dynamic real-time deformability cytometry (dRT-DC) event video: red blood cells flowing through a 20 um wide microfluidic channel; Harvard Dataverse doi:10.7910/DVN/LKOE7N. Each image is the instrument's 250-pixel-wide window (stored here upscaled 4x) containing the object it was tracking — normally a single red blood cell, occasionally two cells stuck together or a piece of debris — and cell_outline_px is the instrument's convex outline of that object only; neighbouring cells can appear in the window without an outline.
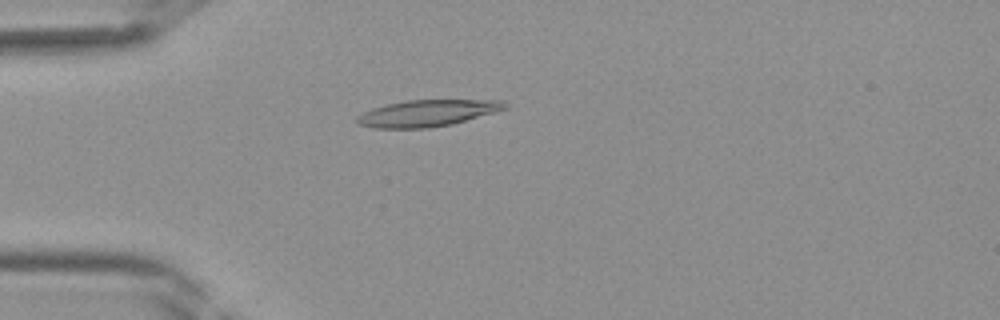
{"species": "Egyptian fruit bat (a non-hibernating species)", "species_latin": "Rousettus aegyptiacus", "temperature_condition": "room temperature", "stored_images_in_passage": 40, "camera_frame_rate_fps": 3000, "um_per_image_px": 0.085, "frame": {"image": 1, "passage_image": 11, "time_ms": 3.333, "image_size_px": [1000, 320], "cell_outline_px": [[508, 108], [496, 112], [452, 124], [428, 128], [376, 128], [360, 124], [356, 120], [356, 116], [372, 108], [384, 104], [408, 100], [504, 100], [508, 104]], "centroid_in_image_um": [36.35, 9.61], "position_along_channel_um": 48.6, "area_um2": 22.95}}
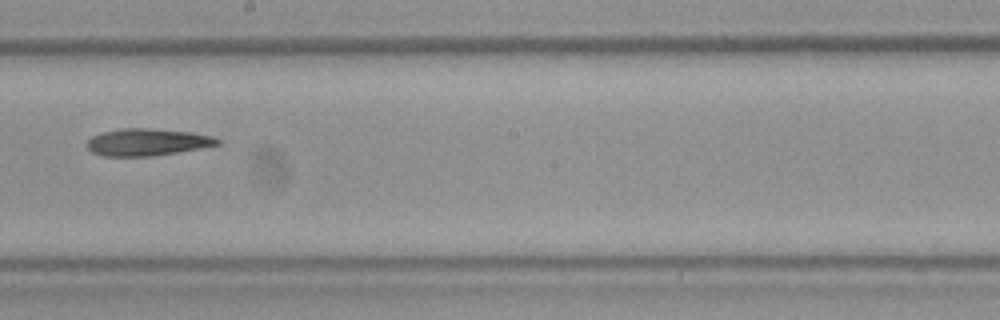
{"frame": {"image": 2, "passage_image": 23, "time_ms": 7.333, "image_size_px": [1000, 320], "cell_outline_px": [[220, 144], [200, 148], [152, 156], [100, 156], [92, 152], [88, 148], [88, 140], [92, 136], [104, 132], [120, 128], [148, 128], [192, 132], [212, 136], [220, 140]], "centroid_in_image_um": [12.51, 12.08], "position_along_channel_um": 235.7, "area_um2": 20.46}}
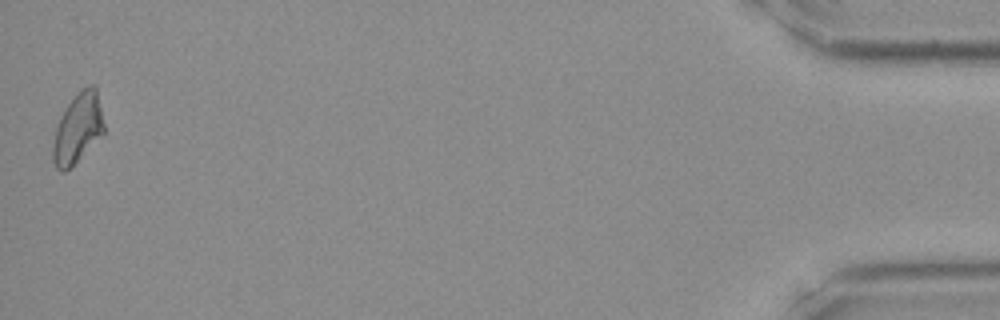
{"frame": {"image": 3, "passage_image": 40, "time_ms": 13.0, "image_size_px": [1000, 320], "cell_outline_px": [[104, 136], [64, 172], [60, 172], [56, 168], [52, 160], [52, 148], [56, 128], [60, 116], [76, 92], [88, 84], [92, 84], [96, 88], [104, 124]], "centroid_in_image_um": [6.62, 10.91], "position_along_channel_um": 428.6, "area_um2": 20.92}}